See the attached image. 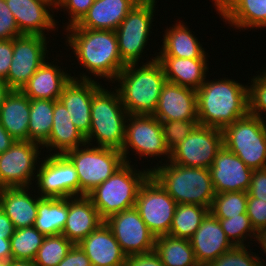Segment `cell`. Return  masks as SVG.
Instances as JSON below:
<instances>
[{
	"instance_id": "cell-2",
	"label": "cell",
	"mask_w": 266,
	"mask_h": 266,
	"mask_svg": "<svg viewBox=\"0 0 266 266\" xmlns=\"http://www.w3.org/2000/svg\"><path fill=\"white\" fill-rule=\"evenodd\" d=\"M70 48L80 65L98 78L113 82L126 64L118 50L116 32L113 30L66 28Z\"/></svg>"
},
{
	"instance_id": "cell-29",
	"label": "cell",
	"mask_w": 266,
	"mask_h": 266,
	"mask_svg": "<svg viewBox=\"0 0 266 266\" xmlns=\"http://www.w3.org/2000/svg\"><path fill=\"white\" fill-rule=\"evenodd\" d=\"M166 80L182 87L198 90L207 78V58L157 57Z\"/></svg>"
},
{
	"instance_id": "cell-43",
	"label": "cell",
	"mask_w": 266,
	"mask_h": 266,
	"mask_svg": "<svg viewBox=\"0 0 266 266\" xmlns=\"http://www.w3.org/2000/svg\"><path fill=\"white\" fill-rule=\"evenodd\" d=\"M94 0H55V9L65 8L70 15L66 27L77 24L93 5Z\"/></svg>"
},
{
	"instance_id": "cell-38",
	"label": "cell",
	"mask_w": 266,
	"mask_h": 266,
	"mask_svg": "<svg viewBox=\"0 0 266 266\" xmlns=\"http://www.w3.org/2000/svg\"><path fill=\"white\" fill-rule=\"evenodd\" d=\"M247 192L217 193L213 198L210 212L217 219H228L246 213Z\"/></svg>"
},
{
	"instance_id": "cell-37",
	"label": "cell",
	"mask_w": 266,
	"mask_h": 266,
	"mask_svg": "<svg viewBox=\"0 0 266 266\" xmlns=\"http://www.w3.org/2000/svg\"><path fill=\"white\" fill-rule=\"evenodd\" d=\"M73 245L62 234L46 236L33 261L37 266H57Z\"/></svg>"
},
{
	"instance_id": "cell-26",
	"label": "cell",
	"mask_w": 266,
	"mask_h": 266,
	"mask_svg": "<svg viewBox=\"0 0 266 266\" xmlns=\"http://www.w3.org/2000/svg\"><path fill=\"white\" fill-rule=\"evenodd\" d=\"M30 187L0 188V208L16 229L34 226L40 196L30 194Z\"/></svg>"
},
{
	"instance_id": "cell-30",
	"label": "cell",
	"mask_w": 266,
	"mask_h": 266,
	"mask_svg": "<svg viewBox=\"0 0 266 266\" xmlns=\"http://www.w3.org/2000/svg\"><path fill=\"white\" fill-rule=\"evenodd\" d=\"M30 99L21 90H11L0 106V122L18 141H28Z\"/></svg>"
},
{
	"instance_id": "cell-28",
	"label": "cell",
	"mask_w": 266,
	"mask_h": 266,
	"mask_svg": "<svg viewBox=\"0 0 266 266\" xmlns=\"http://www.w3.org/2000/svg\"><path fill=\"white\" fill-rule=\"evenodd\" d=\"M86 144L85 137L73 124L68 110L59 100H54L53 126L47 141L41 146L62 155ZM53 148V149H52Z\"/></svg>"
},
{
	"instance_id": "cell-25",
	"label": "cell",
	"mask_w": 266,
	"mask_h": 266,
	"mask_svg": "<svg viewBox=\"0 0 266 266\" xmlns=\"http://www.w3.org/2000/svg\"><path fill=\"white\" fill-rule=\"evenodd\" d=\"M216 11L230 26L243 30L266 23V0H212Z\"/></svg>"
},
{
	"instance_id": "cell-50",
	"label": "cell",
	"mask_w": 266,
	"mask_h": 266,
	"mask_svg": "<svg viewBox=\"0 0 266 266\" xmlns=\"http://www.w3.org/2000/svg\"><path fill=\"white\" fill-rule=\"evenodd\" d=\"M15 231L14 224L0 208V239L11 238Z\"/></svg>"
},
{
	"instance_id": "cell-44",
	"label": "cell",
	"mask_w": 266,
	"mask_h": 266,
	"mask_svg": "<svg viewBox=\"0 0 266 266\" xmlns=\"http://www.w3.org/2000/svg\"><path fill=\"white\" fill-rule=\"evenodd\" d=\"M21 35L13 13L5 0H0V40H10Z\"/></svg>"
},
{
	"instance_id": "cell-31",
	"label": "cell",
	"mask_w": 266,
	"mask_h": 266,
	"mask_svg": "<svg viewBox=\"0 0 266 266\" xmlns=\"http://www.w3.org/2000/svg\"><path fill=\"white\" fill-rule=\"evenodd\" d=\"M183 21L167 28L163 35V45L157 57L207 58L205 49Z\"/></svg>"
},
{
	"instance_id": "cell-8",
	"label": "cell",
	"mask_w": 266,
	"mask_h": 266,
	"mask_svg": "<svg viewBox=\"0 0 266 266\" xmlns=\"http://www.w3.org/2000/svg\"><path fill=\"white\" fill-rule=\"evenodd\" d=\"M84 147L64 154L77 171L79 196L89 194L125 163L122 153L118 150L94 145L90 147L88 144Z\"/></svg>"
},
{
	"instance_id": "cell-1",
	"label": "cell",
	"mask_w": 266,
	"mask_h": 266,
	"mask_svg": "<svg viewBox=\"0 0 266 266\" xmlns=\"http://www.w3.org/2000/svg\"><path fill=\"white\" fill-rule=\"evenodd\" d=\"M196 92L199 125L223 130L249 113L248 85L234 79L205 80Z\"/></svg>"
},
{
	"instance_id": "cell-17",
	"label": "cell",
	"mask_w": 266,
	"mask_h": 266,
	"mask_svg": "<svg viewBox=\"0 0 266 266\" xmlns=\"http://www.w3.org/2000/svg\"><path fill=\"white\" fill-rule=\"evenodd\" d=\"M79 76L71 78L64 86L58 100L68 110L75 127L86 137L90 132L92 97L102 85L92 79L91 75L83 73Z\"/></svg>"
},
{
	"instance_id": "cell-40",
	"label": "cell",
	"mask_w": 266,
	"mask_h": 266,
	"mask_svg": "<svg viewBox=\"0 0 266 266\" xmlns=\"http://www.w3.org/2000/svg\"><path fill=\"white\" fill-rule=\"evenodd\" d=\"M250 252L248 246L247 248L246 246H234L205 266H264L258 254L256 256L255 253Z\"/></svg>"
},
{
	"instance_id": "cell-4",
	"label": "cell",
	"mask_w": 266,
	"mask_h": 266,
	"mask_svg": "<svg viewBox=\"0 0 266 266\" xmlns=\"http://www.w3.org/2000/svg\"><path fill=\"white\" fill-rule=\"evenodd\" d=\"M151 175L177 204H198L211 208L214 190L209 168L187 167L168 161L156 164Z\"/></svg>"
},
{
	"instance_id": "cell-27",
	"label": "cell",
	"mask_w": 266,
	"mask_h": 266,
	"mask_svg": "<svg viewBox=\"0 0 266 266\" xmlns=\"http://www.w3.org/2000/svg\"><path fill=\"white\" fill-rule=\"evenodd\" d=\"M73 76L61 67L45 61L31 76L21 91L29 99L58 100L64 86Z\"/></svg>"
},
{
	"instance_id": "cell-5",
	"label": "cell",
	"mask_w": 266,
	"mask_h": 266,
	"mask_svg": "<svg viewBox=\"0 0 266 266\" xmlns=\"http://www.w3.org/2000/svg\"><path fill=\"white\" fill-rule=\"evenodd\" d=\"M115 91V92H114ZM109 91L101 87L92 97L90 132L85 137L86 144L92 146L94 139L98 147L121 152L125 141L126 120L129 114L125 110L118 91Z\"/></svg>"
},
{
	"instance_id": "cell-53",
	"label": "cell",
	"mask_w": 266,
	"mask_h": 266,
	"mask_svg": "<svg viewBox=\"0 0 266 266\" xmlns=\"http://www.w3.org/2000/svg\"><path fill=\"white\" fill-rule=\"evenodd\" d=\"M254 241H258V244H261V247L263 248L264 254L266 253V227L260 228L256 231L255 239Z\"/></svg>"
},
{
	"instance_id": "cell-7",
	"label": "cell",
	"mask_w": 266,
	"mask_h": 266,
	"mask_svg": "<svg viewBox=\"0 0 266 266\" xmlns=\"http://www.w3.org/2000/svg\"><path fill=\"white\" fill-rule=\"evenodd\" d=\"M223 145L236 154L249 168H266V123L247 114L223 130Z\"/></svg>"
},
{
	"instance_id": "cell-9",
	"label": "cell",
	"mask_w": 266,
	"mask_h": 266,
	"mask_svg": "<svg viewBox=\"0 0 266 266\" xmlns=\"http://www.w3.org/2000/svg\"><path fill=\"white\" fill-rule=\"evenodd\" d=\"M156 0L139 1L115 30L122 61L139 64L152 29Z\"/></svg>"
},
{
	"instance_id": "cell-20",
	"label": "cell",
	"mask_w": 266,
	"mask_h": 266,
	"mask_svg": "<svg viewBox=\"0 0 266 266\" xmlns=\"http://www.w3.org/2000/svg\"><path fill=\"white\" fill-rule=\"evenodd\" d=\"M153 116L160 122L198 120L196 90L167 81Z\"/></svg>"
},
{
	"instance_id": "cell-36",
	"label": "cell",
	"mask_w": 266,
	"mask_h": 266,
	"mask_svg": "<svg viewBox=\"0 0 266 266\" xmlns=\"http://www.w3.org/2000/svg\"><path fill=\"white\" fill-rule=\"evenodd\" d=\"M45 237L34 226L16 229L10 238L12 260H34Z\"/></svg>"
},
{
	"instance_id": "cell-23",
	"label": "cell",
	"mask_w": 266,
	"mask_h": 266,
	"mask_svg": "<svg viewBox=\"0 0 266 266\" xmlns=\"http://www.w3.org/2000/svg\"><path fill=\"white\" fill-rule=\"evenodd\" d=\"M104 220L87 196L68 198V216L62 235L74 245L79 244Z\"/></svg>"
},
{
	"instance_id": "cell-33",
	"label": "cell",
	"mask_w": 266,
	"mask_h": 266,
	"mask_svg": "<svg viewBox=\"0 0 266 266\" xmlns=\"http://www.w3.org/2000/svg\"><path fill=\"white\" fill-rule=\"evenodd\" d=\"M154 252L165 266H199L188 239L169 234L156 237Z\"/></svg>"
},
{
	"instance_id": "cell-39",
	"label": "cell",
	"mask_w": 266,
	"mask_h": 266,
	"mask_svg": "<svg viewBox=\"0 0 266 266\" xmlns=\"http://www.w3.org/2000/svg\"><path fill=\"white\" fill-rule=\"evenodd\" d=\"M219 222L226 237L234 246H247L244 244V240L247 237H250L251 241L255 239L256 231L247 213L239 214L228 219H219Z\"/></svg>"
},
{
	"instance_id": "cell-10",
	"label": "cell",
	"mask_w": 266,
	"mask_h": 266,
	"mask_svg": "<svg viewBox=\"0 0 266 266\" xmlns=\"http://www.w3.org/2000/svg\"><path fill=\"white\" fill-rule=\"evenodd\" d=\"M126 122L125 141L121 150L125 163H131L127 158L130 148L139 155V158L165 156L167 157L165 162L170 160L171 151L165 143L161 122L155 116L129 115Z\"/></svg>"
},
{
	"instance_id": "cell-12",
	"label": "cell",
	"mask_w": 266,
	"mask_h": 266,
	"mask_svg": "<svg viewBox=\"0 0 266 266\" xmlns=\"http://www.w3.org/2000/svg\"><path fill=\"white\" fill-rule=\"evenodd\" d=\"M223 147V131L197 125L170 154V162L187 167L210 168L217 152Z\"/></svg>"
},
{
	"instance_id": "cell-52",
	"label": "cell",
	"mask_w": 266,
	"mask_h": 266,
	"mask_svg": "<svg viewBox=\"0 0 266 266\" xmlns=\"http://www.w3.org/2000/svg\"><path fill=\"white\" fill-rule=\"evenodd\" d=\"M0 260L8 262L12 260L10 238L0 239Z\"/></svg>"
},
{
	"instance_id": "cell-56",
	"label": "cell",
	"mask_w": 266,
	"mask_h": 266,
	"mask_svg": "<svg viewBox=\"0 0 266 266\" xmlns=\"http://www.w3.org/2000/svg\"><path fill=\"white\" fill-rule=\"evenodd\" d=\"M8 264H9L8 261L0 260V266H8Z\"/></svg>"
},
{
	"instance_id": "cell-47",
	"label": "cell",
	"mask_w": 266,
	"mask_h": 266,
	"mask_svg": "<svg viewBox=\"0 0 266 266\" xmlns=\"http://www.w3.org/2000/svg\"><path fill=\"white\" fill-rule=\"evenodd\" d=\"M57 266H92L89 258L76 244L70 249L64 259Z\"/></svg>"
},
{
	"instance_id": "cell-48",
	"label": "cell",
	"mask_w": 266,
	"mask_h": 266,
	"mask_svg": "<svg viewBox=\"0 0 266 266\" xmlns=\"http://www.w3.org/2000/svg\"><path fill=\"white\" fill-rule=\"evenodd\" d=\"M13 58V39L0 40V78L6 79Z\"/></svg>"
},
{
	"instance_id": "cell-41",
	"label": "cell",
	"mask_w": 266,
	"mask_h": 266,
	"mask_svg": "<svg viewBox=\"0 0 266 266\" xmlns=\"http://www.w3.org/2000/svg\"><path fill=\"white\" fill-rule=\"evenodd\" d=\"M249 84H251L248 86L249 114L265 119L262 112L266 115V70H262L260 75L253 76Z\"/></svg>"
},
{
	"instance_id": "cell-14",
	"label": "cell",
	"mask_w": 266,
	"mask_h": 266,
	"mask_svg": "<svg viewBox=\"0 0 266 266\" xmlns=\"http://www.w3.org/2000/svg\"><path fill=\"white\" fill-rule=\"evenodd\" d=\"M40 146L32 141L16 140L0 154V188L32 187L30 185L36 179V164H40L42 159L38 157Z\"/></svg>"
},
{
	"instance_id": "cell-35",
	"label": "cell",
	"mask_w": 266,
	"mask_h": 266,
	"mask_svg": "<svg viewBox=\"0 0 266 266\" xmlns=\"http://www.w3.org/2000/svg\"><path fill=\"white\" fill-rule=\"evenodd\" d=\"M208 212L207 207L198 204H177L169 235L189 240Z\"/></svg>"
},
{
	"instance_id": "cell-32",
	"label": "cell",
	"mask_w": 266,
	"mask_h": 266,
	"mask_svg": "<svg viewBox=\"0 0 266 266\" xmlns=\"http://www.w3.org/2000/svg\"><path fill=\"white\" fill-rule=\"evenodd\" d=\"M68 216V198H41L34 227L45 236L61 234Z\"/></svg>"
},
{
	"instance_id": "cell-22",
	"label": "cell",
	"mask_w": 266,
	"mask_h": 266,
	"mask_svg": "<svg viewBox=\"0 0 266 266\" xmlns=\"http://www.w3.org/2000/svg\"><path fill=\"white\" fill-rule=\"evenodd\" d=\"M92 266H124L127 255L122 251L110 227L101 223L79 244Z\"/></svg>"
},
{
	"instance_id": "cell-16",
	"label": "cell",
	"mask_w": 266,
	"mask_h": 266,
	"mask_svg": "<svg viewBox=\"0 0 266 266\" xmlns=\"http://www.w3.org/2000/svg\"><path fill=\"white\" fill-rule=\"evenodd\" d=\"M104 221L127 256L154 251L156 237L135 207L114 213Z\"/></svg>"
},
{
	"instance_id": "cell-6",
	"label": "cell",
	"mask_w": 266,
	"mask_h": 266,
	"mask_svg": "<svg viewBox=\"0 0 266 266\" xmlns=\"http://www.w3.org/2000/svg\"><path fill=\"white\" fill-rule=\"evenodd\" d=\"M124 163L107 180L86 196L106 220L110 215L135 207L142 184L151 175V168L137 170Z\"/></svg>"
},
{
	"instance_id": "cell-45",
	"label": "cell",
	"mask_w": 266,
	"mask_h": 266,
	"mask_svg": "<svg viewBox=\"0 0 266 266\" xmlns=\"http://www.w3.org/2000/svg\"><path fill=\"white\" fill-rule=\"evenodd\" d=\"M246 213L255 231L266 227V200L248 195Z\"/></svg>"
},
{
	"instance_id": "cell-21",
	"label": "cell",
	"mask_w": 266,
	"mask_h": 266,
	"mask_svg": "<svg viewBox=\"0 0 266 266\" xmlns=\"http://www.w3.org/2000/svg\"><path fill=\"white\" fill-rule=\"evenodd\" d=\"M189 241L197 263L202 266L216 260L234 247L222 230L219 219L210 211Z\"/></svg>"
},
{
	"instance_id": "cell-51",
	"label": "cell",
	"mask_w": 266,
	"mask_h": 266,
	"mask_svg": "<svg viewBox=\"0 0 266 266\" xmlns=\"http://www.w3.org/2000/svg\"><path fill=\"white\" fill-rule=\"evenodd\" d=\"M15 141L0 122V154L8 150Z\"/></svg>"
},
{
	"instance_id": "cell-46",
	"label": "cell",
	"mask_w": 266,
	"mask_h": 266,
	"mask_svg": "<svg viewBox=\"0 0 266 266\" xmlns=\"http://www.w3.org/2000/svg\"><path fill=\"white\" fill-rule=\"evenodd\" d=\"M247 195L266 200V168L252 171L251 184L247 191Z\"/></svg>"
},
{
	"instance_id": "cell-3",
	"label": "cell",
	"mask_w": 266,
	"mask_h": 266,
	"mask_svg": "<svg viewBox=\"0 0 266 266\" xmlns=\"http://www.w3.org/2000/svg\"><path fill=\"white\" fill-rule=\"evenodd\" d=\"M151 59L142 66L126 65L113 80V83L118 81L120 84L115 89L129 115H153L157 108L159 96L167 80L157 56Z\"/></svg>"
},
{
	"instance_id": "cell-54",
	"label": "cell",
	"mask_w": 266,
	"mask_h": 266,
	"mask_svg": "<svg viewBox=\"0 0 266 266\" xmlns=\"http://www.w3.org/2000/svg\"><path fill=\"white\" fill-rule=\"evenodd\" d=\"M11 88L5 81V79L0 78V106L3 104L6 96L11 92Z\"/></svg>"
},
{
	"instance_id": "cell-19",
	"label": "cell",
	"mask_w": 266,
	"mask_h": 266,
	"mask_svg": "<svg viewBox=\"0 0 266 266\" xmlns=\"http://www.w3.org/2000/svg\"><path fill=\"white\" fill-rule=\"evenodd\" d=\"M5 2L13 13L22 35L46 37L45 30L48 32L54 31V28L56 30L58 25L51 14L54 13L55 0H5Z\"/></svg>"
},
{
	"instance_id": "cell-24",
	"label": "cell",
	"mask_w": 266,
	"mask_h": 266,
	"mask_svg": "<svg viewBox=\"0 0 266 266\" xmlns=\"http://www.w3.org/2000/svg\"><path fill=\"white\" fill-rule=\"evenodd\" d=\"M139 0H96L75 25L65 28H85L115 31Z\"/></svg>"
},
{
	"instance_id": "cell-34",
	"label": "cell",
	"mask_w": 266,
	"mask_h": 266,
	"mask_svg": "<svg viewBox=\"0 0 266 266\" xmlns=\"http://www.w3.org/2000/svg\"><path fill=\"white\" fill-rule=\"evenodd\" d=\"M54 101L30 99L28 141L43 145L49 138L53 126Z\"/></svg>"
},
{
	"instance_id": "cell-42",
	"label": "cell",
	"mask_w": 266,
	"mask_h": 266,
	"mask_svg": "<svg viewBox=\"0 0 266 266\" xmlns=\"http://www.w3.org/2000/svg\"><path fill=\"white\" fill-rule=\"evenodd\" d=\"M197 125L198 120L161 122L162 134L169 150L183 141Z\"/></svg>"
},
{
	"instance_id": "cell-15",
	"label": "cell",
	"mask_w": 266,
	"mask_h": 266,
	"mask_svg": "<svg viewBox=\"0 0 266 266\" xmlns=\"http://www.w3.org/2000/svg\"><path fill=\"white\" fill-rule=\"evenodd\" d=\"M47 38L49 37L21 35L13 39V58L5 79L12 90H21L38 68L47 61Z\"/></svg>"
},
{
	"instance_id": "cell-11",
	"label": "cell",
	"mask_w": 266,
	"mask_h": 266,
	"mask_svg": "<svg viewBox=\"0 0 266 266\" xmlns=\"http://www.w3.org/2000/svg\"><path fill=\"white\" fill-rule=\"evenodd\" d=\"M177 203L150 175L140 187L135 208L155 237L168 235Z\"/></svg>"
},
{
	"instance_id": "cell-13",
	"label": "cell",
	"mask_w": 266,
	"mask_h": 266,
	"mask_svg": "<svg viewBox=\"0 0 266 266\" xmlns=\"http://www.w3.org/2000/svg\"><path fill=\"white\" fill-rule=\"evenodd\" d=\"M45 156L47 157L41 161V165H37L34 181H37L39 196L41 198L79 196V178L71 161L64 154Z\"/></svg>"
},
{
	"instance_id": "cell-55",
	"label": "cell",
	"mask_w": 266,
	"mask_h": 266,
	"mask_svg": "<svg viewBox=\"0 0 266 266\" xmlns=\"http://www.w3.org/2000/svg\"><path fill=\"white\" fill-rule=\"evenodd\" d=\"M8 266H37L33 260H11Z\"/></svg>"
},
{
	"instance_id": "cell-18",
	"label": "cell",
	"mask_w": 266,
	"mask_h": 266,
	"mask_svg": "<svg viewBox=\"0 0 266 266\" xmlns=\"http://www.w3.org/2000/svg\"><path fill=\"white\" fill-rule=\"evenodd\" d=\"M215 193L247 192L251 184L253 169L249 168L236 154L224 145L217 152L210 166Z\"/></svg>"
},
{
	"instance_id": "cell-49",
	"label": "cell",
	"mask_w": 266,
	"mask_h": 266,
	"mask_svg": "<svg viewBox=\"0 0 266 266\" xmlns=\"http://www.w3.org/2000/svg\"><path fill=\"white\" fill-rule=\"evenodd\" d=\"M124 266H165L154 252L127 256Z\"/></svg>"
}]
</instances>
